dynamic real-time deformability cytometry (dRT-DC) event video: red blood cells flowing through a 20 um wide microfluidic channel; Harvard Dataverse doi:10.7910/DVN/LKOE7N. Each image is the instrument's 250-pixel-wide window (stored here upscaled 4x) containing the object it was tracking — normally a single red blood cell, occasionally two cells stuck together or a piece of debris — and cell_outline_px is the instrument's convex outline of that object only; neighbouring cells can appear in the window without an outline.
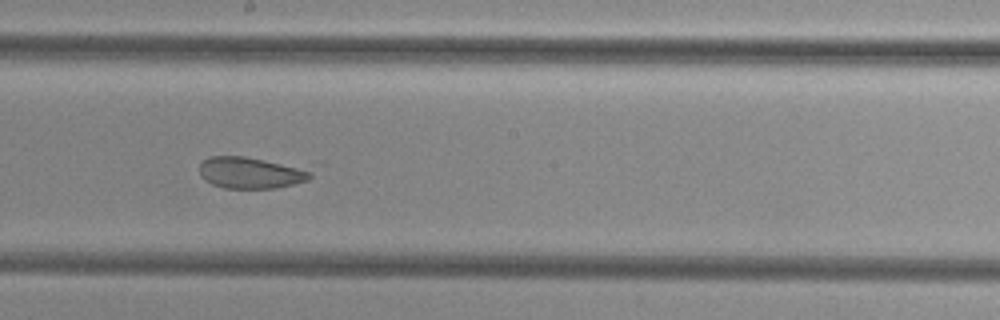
{"species": "common noctule bat (a hibernating species)", "species_latin": "Nyctalus noctula", "temperature_condition": "cold", "stored_images_in_passage": 37, "camera_frame_rate_fps": 3000, "um_per_image_px": 0.085, "animal": {"sex": "female", "body_mass_g": 29.2, "forearm_length_mm": 56.3}, "frame": {"image": 1, "passage_image": 16, "time_ms": 5.0, "image_size_px": [1000, 320], "cell_outline_px": [[312, 176], [308, 180], [276, 188], [224, 188], [212, 184], [204, 180], [200, 176], [200, 164], [204, 160], [212, 156], [244, 156], [264, 160], [312, 172]], "centroid_in_image_um": [21.21, 14.7], "position_along_channel_um": 227.0, "area_um2": 19.83}}